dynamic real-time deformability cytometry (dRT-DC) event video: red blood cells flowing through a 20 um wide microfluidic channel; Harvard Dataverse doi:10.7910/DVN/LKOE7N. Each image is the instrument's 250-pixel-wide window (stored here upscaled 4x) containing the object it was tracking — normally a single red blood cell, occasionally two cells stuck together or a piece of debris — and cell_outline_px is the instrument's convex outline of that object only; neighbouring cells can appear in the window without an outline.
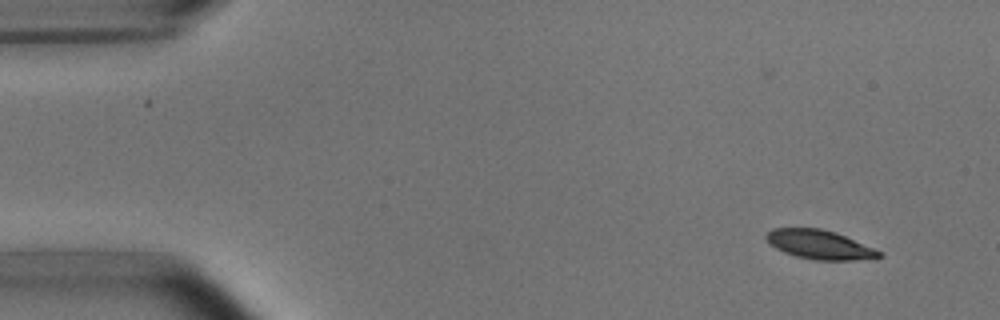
{"species": "common noctule bat (a hibernating species)", "species_latin": "Nyctalus noctula", "temperature_condition": "room temperature", "stored_images_in_passage": 4, "camera_frame_rate_fps": 3000, "um_per_image_px": 0.085, "animal": {"sex": "male", "body_mass_g": 15.6}, "frame": {"image": 1, "passage_image": 1, "time_ms": 0.0, "image_size_px": [1000, 320], "cell_outline_px": [[884, 256], [856, 260], [816, 260], [796, 256], [784, 252], [776, 248], [764, 236], [772, 228], [820, 228], [836, 232], [884, 252]], "centroid_in_image_um": [69.7, 20.79], "position_along_channel_um": 15.3, "area_um2": 19.07}}
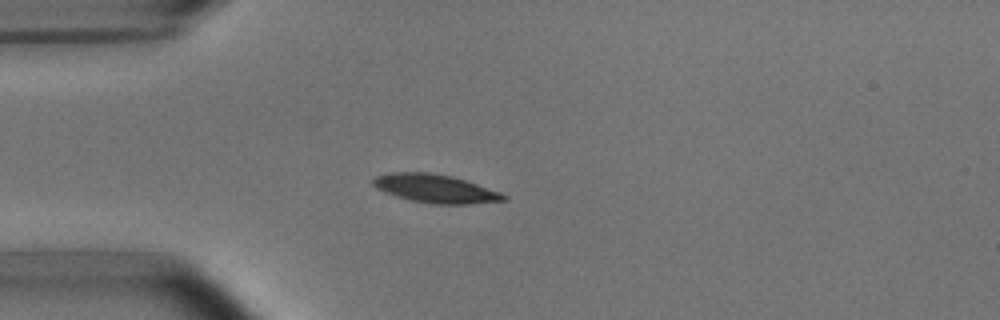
{"frame": {"image": 2, "passage_image": 4, "time_ms": 3.333, "image_size_px": [1000, 320], "cell_outline_px": [[508, 200], [472, 204], [432, 204], [412, 200], [396, 196], [376, 188], [372, 184], [372, 180], [376, 176], [392, 172], [428, 172], [452, 176], [500, 192], [508, 196]], "centroid_in_image_um": [37.02, 16.03], "position_along_channel_um": 48.0, "area_um2": 21.5}}